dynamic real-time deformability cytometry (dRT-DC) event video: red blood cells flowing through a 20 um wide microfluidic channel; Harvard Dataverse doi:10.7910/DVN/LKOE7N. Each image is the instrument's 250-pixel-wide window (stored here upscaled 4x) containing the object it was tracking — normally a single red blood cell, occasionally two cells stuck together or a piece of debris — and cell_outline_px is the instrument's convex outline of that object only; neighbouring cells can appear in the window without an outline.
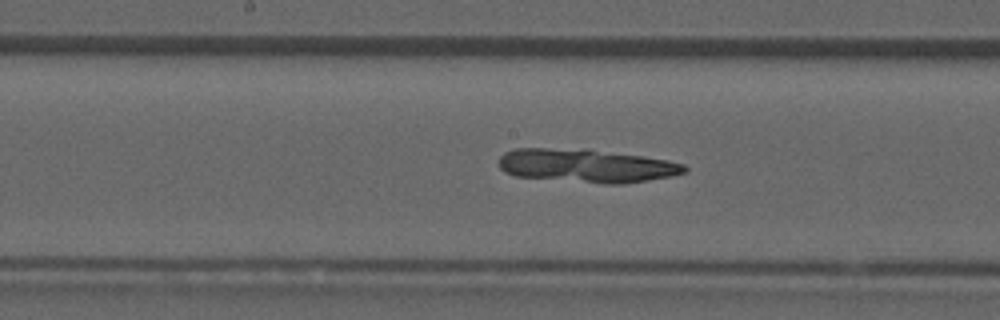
{"species": "common noctule bat (a hibernating species)", "species_latin": "Nyctalus noctula", "temperature_condition": "room temperature", "stored_images_in_passage": 7, "camera_frame_rate_fps": 3000, "um_per_image_px": 0.085, "animal": {"sex": "male", "forearm_length_mm": 52.5}, "frame": {"image": 1, "passage_image": 7, "time_ms": 2.0, "image_size_px": [1000, 320], "cell_outline_px": [[688, 172], [672, 176], [624, 184], [604, 184], [516, 176], [504, 172], [500, 168], [500, 156], [504, 152], [516, 148], [588, 148], [644, 156], [668, 160], [684, 164], [688, 168]], "centroid_in_image_um": [49.88, 14.07], "position_along_channel_um": 198.3, "area_um2": 36.7}}